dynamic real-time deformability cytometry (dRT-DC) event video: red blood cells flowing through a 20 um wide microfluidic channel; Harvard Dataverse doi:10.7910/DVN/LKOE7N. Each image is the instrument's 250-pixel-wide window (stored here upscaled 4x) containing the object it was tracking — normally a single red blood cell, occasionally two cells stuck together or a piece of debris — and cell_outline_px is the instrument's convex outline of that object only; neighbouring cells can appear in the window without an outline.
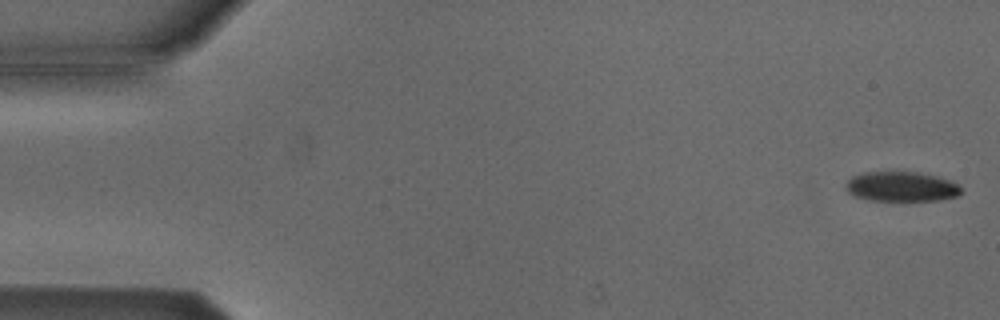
{"species": "Egyptian fruit bat (a non-hibernating species)", "species_latin": "Rousettus aegyptiacus", "temperature_condition": "cold", "stored_images_in_passage": 54, "camera_frame_rate_fps": 3000, "um_per_image_px": 0.085, "animal": {"sex": "male"}, "frame": {"image": 1, "passage_image": 2, "time_ms": 0.333, "image_size_px": [1000, 320], "cell_outline_px": [[964, 192], [956, 196], [940, 200], [868, 200], [856, 196], [848, 192], [844, 188], [844, 184], [852, 176], [864, 172], [920, 172], [952, 180], [960, 184]], "centroid_in_image_um": [76.65, 15.85], "position_along_channel_um": 8.3, "area_um2": 20.29}}
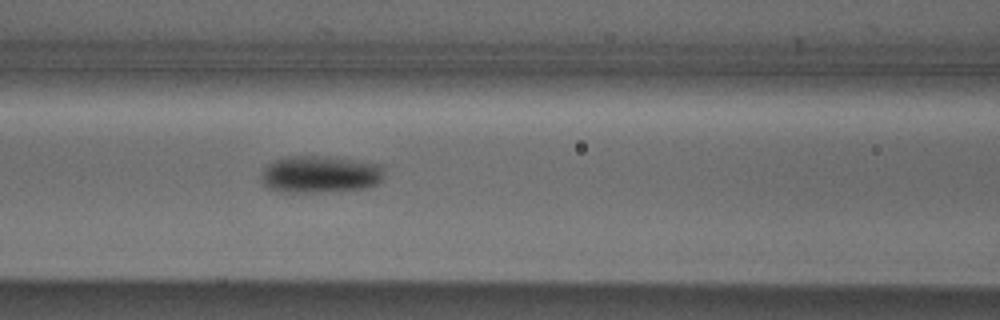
{"frame": {"image": 2, "passage_image": 23, "time_ms": 7.333, "image_size_px": [1000, 320], "cell_outline_px": [[384, 168], [380, 180], [376, 184], [364, 188], [316, 192], [280, 192], [268, 188], [264, 184], [260, 176], [264, 168], [272, 160], [284, 156], [332, 156], [384, 164]], "centroid_in_image_um": [27.19, 14.79], "position_along_channel_um": 139.4, "area_um2": 26.93}}
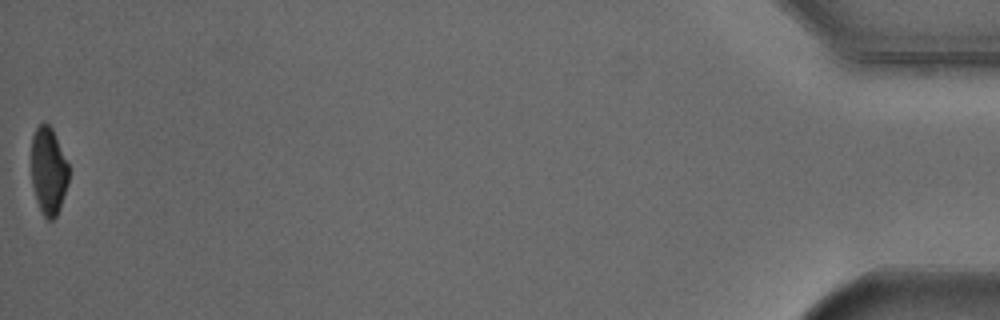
{"frame": {"image": 3, "passage_image": 54, "time_ms": 17.667, "image_size_px": [1000, 320], "cell_outline_px": [[68, 184], [60, 208], [56, 216], [52, 220], [48, 220], [44, 216], [36, 200], [32, 184], [32, 136], [36, 128], [40, 124], [48, 124], [52, 128], [68, 164]], "centroid_in_image_um": [4.12, 14.55], "position_along_channel_um": 431.1, "area_um2": 18.84}, "authors_computed_cell_mechanics": {"area_um2": 23.4379, "velocity_mm_per_s": 3.8253, "shape_relaxation_time_tau1_ms": 3.4342, "shape_relaxation_time_tau2_ms": null, "deformation_change_tau1": 0.1143, "deformation_change_tau2": null}}